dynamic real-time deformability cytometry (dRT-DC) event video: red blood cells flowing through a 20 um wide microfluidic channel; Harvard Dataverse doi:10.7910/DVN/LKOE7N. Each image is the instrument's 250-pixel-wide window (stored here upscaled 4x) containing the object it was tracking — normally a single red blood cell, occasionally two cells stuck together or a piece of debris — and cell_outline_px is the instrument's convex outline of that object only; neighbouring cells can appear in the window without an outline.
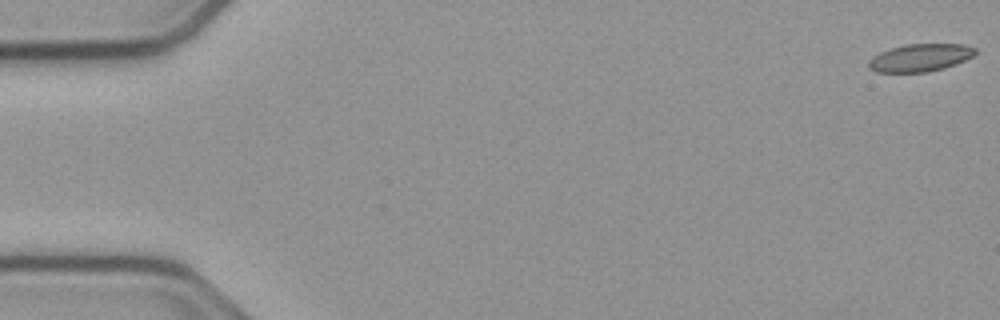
{"species": "common noctule bat (a hibernating species)", "species_latin": "Nyctalus noctula", "temperature_condition": "cold", "stored_images_in_passage": 51, "camera_frame_rate_fps": 3000, "um_per_image_px": 0.085, "animal": {"sex": "male", "body_mass_g": 23.1, "forearm_length_mm": 52.7}, "frame": {"image": 1, "passage_image": 1, "time_ms": 0.0, "image_size_px": [1000, 320], "cell_outline_px": [[976, 52], [972, 56], [956, 64], [944, 68], [928, 72], [876, 72], [868, 68], [868, 60], [880, 52], [892, 48], [908, 44], [964, 44], [976, 48]], "centroid_in_image_um": [78.21, 4.91], "position_along_channel_um": 6.8, "area_um2": 17.11}}
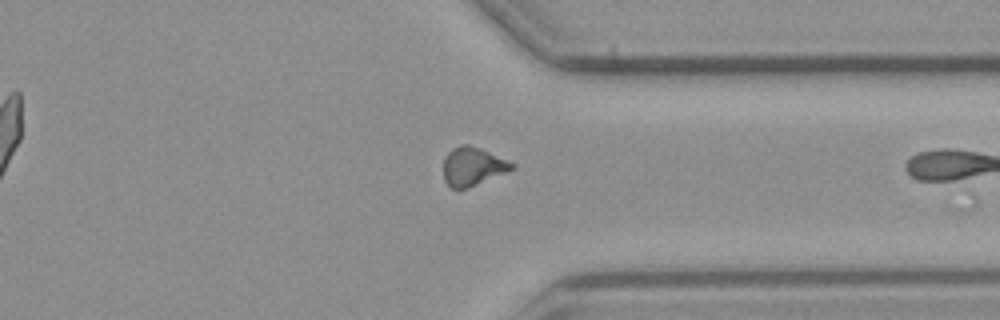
{"frame": {"image": 2, "passage_image": 50, "time_ms": 16.333, "image_size_px": [1000, 320], "cell_outline_px": [[516, 168], [464, 188], [452, 188], [444, 180], [444, 156], [452, 148], [460, 144], [468, 144], [480, 148], [516, 164]], "centroid_in_image_um": [40.16, 14.11], "position_along_channel_um": 371.2, "area_um2": 15.03}}